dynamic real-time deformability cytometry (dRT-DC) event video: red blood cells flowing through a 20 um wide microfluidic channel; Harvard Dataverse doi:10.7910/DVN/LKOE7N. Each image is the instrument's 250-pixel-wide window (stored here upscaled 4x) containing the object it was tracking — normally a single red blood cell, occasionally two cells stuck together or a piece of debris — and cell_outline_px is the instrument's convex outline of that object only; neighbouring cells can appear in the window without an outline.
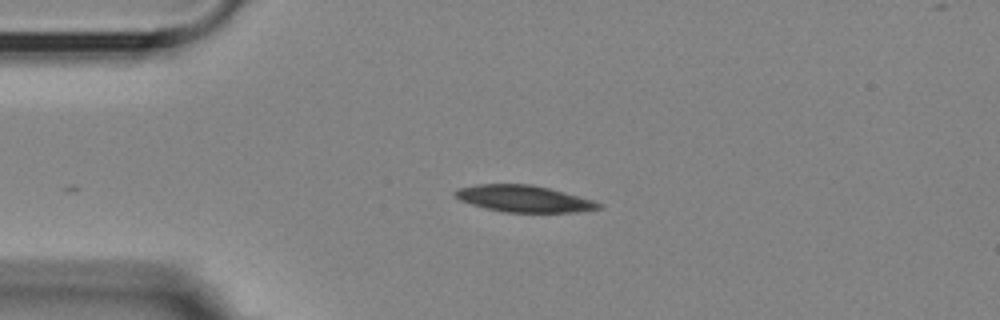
{"species": "Egyptian fruit bat (a non-hibernating species)", "species_latin": "Rousettus aegyptiacus", "temperature_condition": "room temperature", "stored_images_in_passage": 41, "camera_frame_rate_fps": 3000, "um_per_image_px": 0.085, "animal": {"sex": "female"}, "frame": {"image": 1, "passage_image": 1, "time_ms": 0.0, "image_size_px": [1000, 320], "cell_outline_px": [[604, 204], [600, 208], [572, 212], [504, 212], [472, 204], [460, 200], [452, 192], [460, 188], [476, 184], [532, 184], [548, 188], [592, 200]], "centroid_in_image_um": [44.51, 16.88], "position_along_channel_um": 40.5, "area_um2": 21.91}}
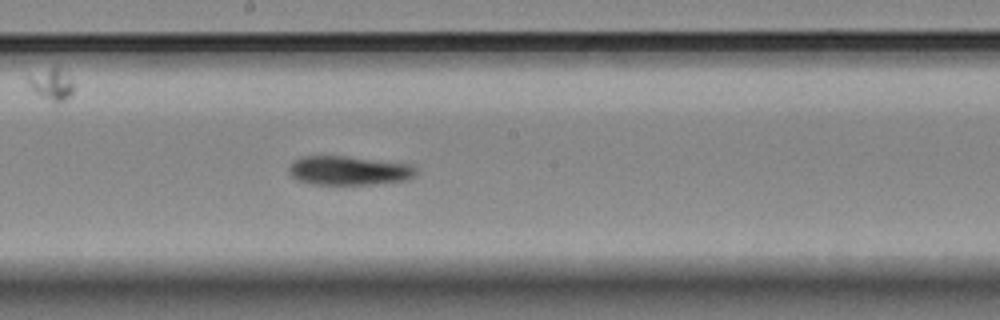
{"frame": {"image": 2, "passage_image": 18, "time_ms": 5.667, "image_size_px": [1000, 320], "cell_outline_px": [[416, 176], [408, 180], [372, 184], [316, 184], [300, 180], [292, 176], [288, 172], [288, 168], [292, 160], [300, 156], [344, 156], [412, 164], [416, 168]], "centroid_in_image_um": [29.66, 14.49], "position_along_channel_um": 218.5, "area_um2": 21.56}}
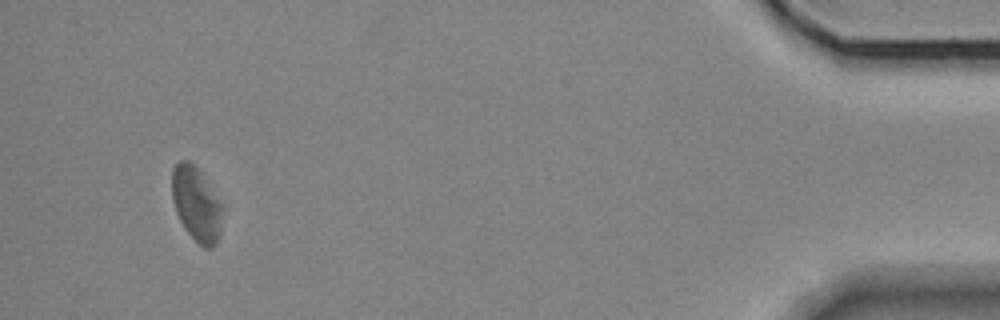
{"frame": {"image": 3, "passage_image": 41, "time_ms": 13.333, "image_size_px": [1000, 320], "cell_outline_px": [[220, 232], [216, 244], [212, 248], [204, 248], [184, 228], [176, 212], [172, 200], [172, 168], [180, 160], [188, 160], [200, 172], [220, 204]], "centroid_in_image_um": [16.64, 17.35], "position_along_channel_um": 418.6, "area_um2": 21.1}}